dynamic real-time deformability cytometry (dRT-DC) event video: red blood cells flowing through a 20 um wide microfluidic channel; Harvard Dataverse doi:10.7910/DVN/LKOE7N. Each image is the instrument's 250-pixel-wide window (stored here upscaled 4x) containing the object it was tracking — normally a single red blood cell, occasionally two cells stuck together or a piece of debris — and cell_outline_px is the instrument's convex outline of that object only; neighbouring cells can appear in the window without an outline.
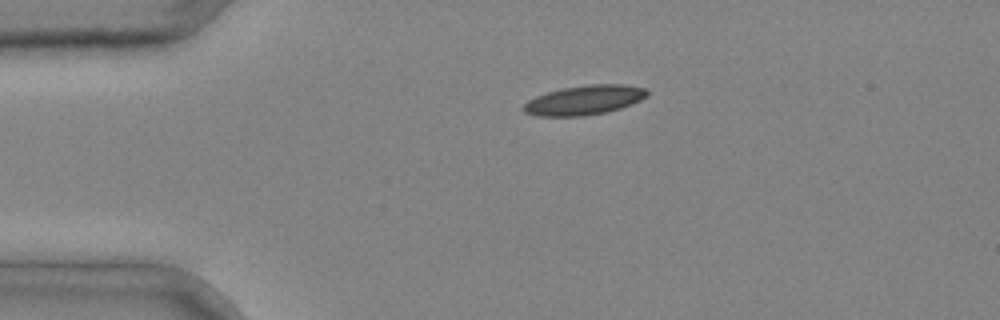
{"species": "common noctule bat (a hibernating species)", "species_latin": "Nyctalus noctula", "temperature_condition": "cold", "stored_images_in_passage": 2, "camera_frame_rate_fps": 3000, "um_per_image_px": 0.085, "animal": {"sex": "male", "body_mass_g": 20.4}, "frame": {"image": 1, "passage_image": 1, "time_ms": 0.0, "image_size_px": [1000, 320], "cell_outline_px": [[648, 96], [632, 104], [608, 112], [584, 116], [536, 116], [524, 112], [520, 108], [528, 100], [536, 96], [548, 92], [564, 88], [588, 84], [624, 84], [644, 88], [648, 92]], "centroid_in_image_um": [49.66, 8.51], "position_along_channel_um": 35.3, "area_um2": 21.33}}
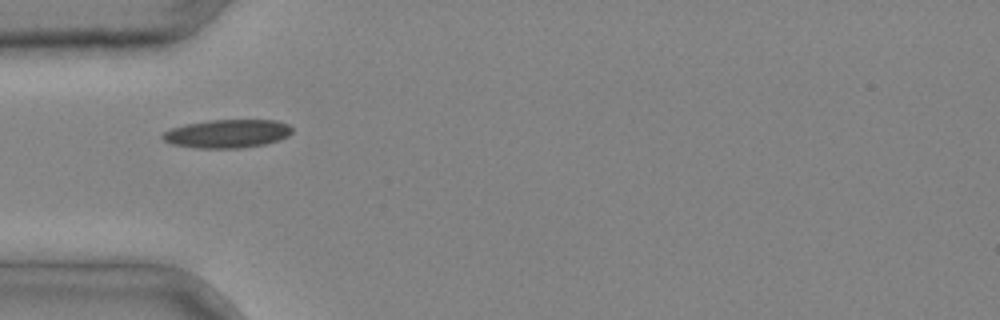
{"frame": {"image": 2, "passage_image": 2, "time_ms": 0.333, "image_size_px": [1000, 320], "cell_outline_px": [[292, 132], [288, 136], [280, 140], [264, 144], [240, 148], [196, 148], [172, 144], [164, 140], [160, 136], [164, 132], [172, 128], [184, 124], [208, 120], [276, 120], [288, 124], [292, 128]], "centroid_in_image_um": [19.32, 11.36], "position_along_channel_um": 65.7, "area_um2": 21.5}}